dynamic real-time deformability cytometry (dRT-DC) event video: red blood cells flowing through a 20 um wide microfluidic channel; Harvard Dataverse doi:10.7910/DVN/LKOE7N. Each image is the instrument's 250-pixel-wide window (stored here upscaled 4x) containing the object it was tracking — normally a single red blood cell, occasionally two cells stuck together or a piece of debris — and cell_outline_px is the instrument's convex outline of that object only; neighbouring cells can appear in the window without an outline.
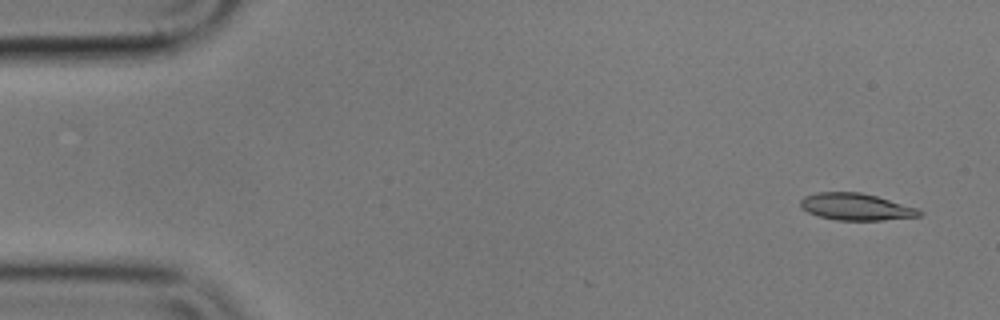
{"species": "common noctule bat (a hibernating species)", "species_latin": "Nyctalus noctula", "temperature_condition": "cold", "stored_images_in_passage": 55, "camera_frame_rate_fps": 3000, "um_per_image_px": 0.085, "animal": {"sex": "male", "body_mass_g": 17.9}, "frame": {"image": 1, "passage_image": 3, "time_ms": 0.667, "image_size_px": [1000, 320], "cell_outline_px": [[924, 212], [920, 216], [884, 220], [836, 220], [820, 216], [808, 212], [800, 208], [800, 200], [804, 196], [816, 192], [860, 192], [876, 196], [916, 208]], "centroid_in_image_um": [72.72, 17.58], "position_along_channel_um": 12.3, "area_um2": 18.55}}
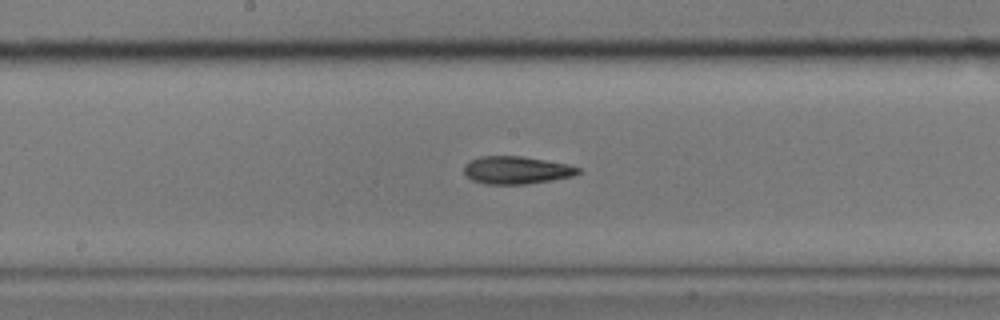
{"frame": {"image": 2, "passage_image": 28, "time_ms": 9.0, "image_size_px": [1000, 320], "cell_outline_px": [[580, 172], [572, 176], [552, 180], [524, 184], [484, 184], [472, 180], [464, 172], [464, 164], [468, 160], [480, 156], [520, 156], [568, 164], [580, 168]], "centroid_in_image_um": [43.86, 14.46], "position_along_channel_um": 204.3, "area_um2": 18.38}}
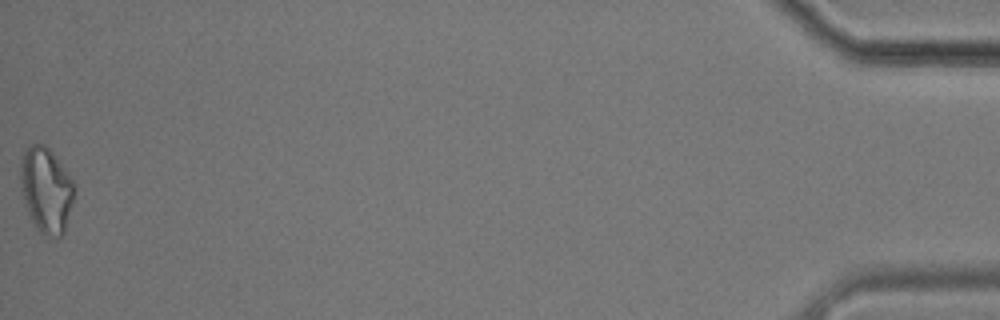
{"frame": {"image": 3, "passage_image": 55, "time_ms": 18.0, "image_size_px": [1000, 320], "cell_outline_px": [[76, 184], [64, 232], [56, 240], [44, 236], [36, 228], [28, 212], [24, 196], [20, 176], [20, 168], [24, 152], [28, 144], [44, 144], [52, 152]], "centroid_in_image_um": [3.94, 16.16], "position_along_channel_um": 431.3, "area_um2": 26.47}, "authors_computed_cell_mechanics": {"area_um2": 18.785, "velocity_mm_per_s": 3.6093, "shape_relaxation_time_tau1_ms": 9.6364, "shape_relaxation_time_tau2_ms": 3.9617, "deformation_change_tau1": 0.2212, "deformation_change_tau2": 0.1294}}